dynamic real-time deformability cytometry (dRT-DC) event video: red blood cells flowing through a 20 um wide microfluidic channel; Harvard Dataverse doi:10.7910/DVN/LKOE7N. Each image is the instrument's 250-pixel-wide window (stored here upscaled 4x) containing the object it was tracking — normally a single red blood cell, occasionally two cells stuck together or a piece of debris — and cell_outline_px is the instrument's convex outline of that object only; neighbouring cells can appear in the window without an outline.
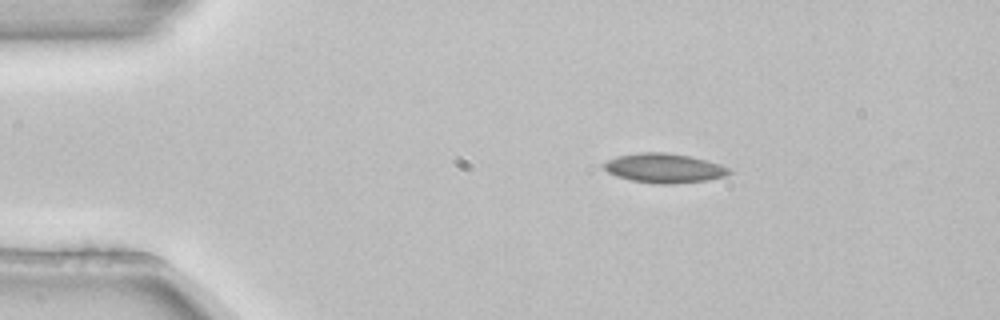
{"species": "common noctule bat (a hibernating species)", "species_latin": "Nyctalus noctula", "temperature_condition": "room temperature", "stored_images_in_passage": 3, "camera_frame_rate_fps": 3000, "um_per_image_px": 0.085, "animal": {"sex": "female", "body_mass_g": 22.7, "forearm_length_mm": 54.2}, "frame": {"image": 1, "passage_image": 2, "time_ms": 0.333, "image_size_px": [1000, 320], "cell_outline_px": [[732, 172], [728, 176], [708, 180], [676, 184], [656, 184], [632, 180], [608, 172], [600, 164], [608, 160], [620, 156], [636, 152], [664, 152], [688, 156], [720, 164], [728, 168]], "centroid_in_image_um": [56.48, 14.3], "position_along_channel_um": 28.5, "area_um2": 21.39}}